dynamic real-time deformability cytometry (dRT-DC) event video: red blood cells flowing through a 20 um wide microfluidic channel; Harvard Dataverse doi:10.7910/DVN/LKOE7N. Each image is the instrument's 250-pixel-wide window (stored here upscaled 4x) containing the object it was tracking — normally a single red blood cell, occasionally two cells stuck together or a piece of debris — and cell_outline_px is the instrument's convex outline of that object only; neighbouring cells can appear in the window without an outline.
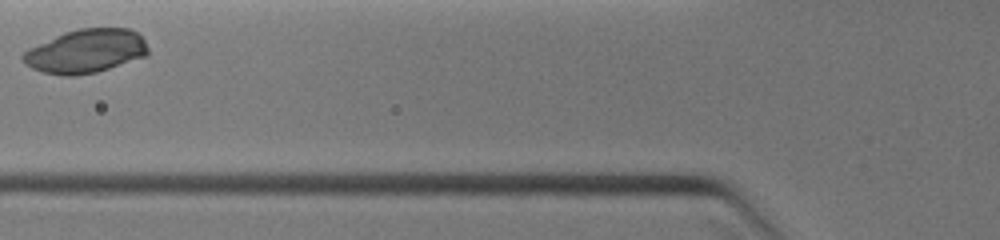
{"species": "common noctule bat (a hibernating species)", "species_latin": "Nyctalus noctula", "temperature_condition": "warm", "stored_images_in_passage": 2, "camera_frame_rate_fps": 3000, "um_per_image_px": 0.085, "animal": {"sex": "female", "body_mass_g": 19.0, "forearm_length_mm": 51.5}, "frame": {"image": 1, "passage_image": 2, "time_ms": 1.0, "image_size_px": [1000, 240], "cell_outline_px": [[148, 52], [144, 56], [96, 72], [76, 76], [60, 76], [44, 72], [32, 68], [24, 64], [20, 60], [20, 56], [28, 48], [64, 32], [80, 28], [128, 28], [136, 32], [144, 40], [148, 48]], "centroid_in_image_um": [7.23, 4.35], "position_along_channel_um": 118.6, "area_um2": 31.79}}